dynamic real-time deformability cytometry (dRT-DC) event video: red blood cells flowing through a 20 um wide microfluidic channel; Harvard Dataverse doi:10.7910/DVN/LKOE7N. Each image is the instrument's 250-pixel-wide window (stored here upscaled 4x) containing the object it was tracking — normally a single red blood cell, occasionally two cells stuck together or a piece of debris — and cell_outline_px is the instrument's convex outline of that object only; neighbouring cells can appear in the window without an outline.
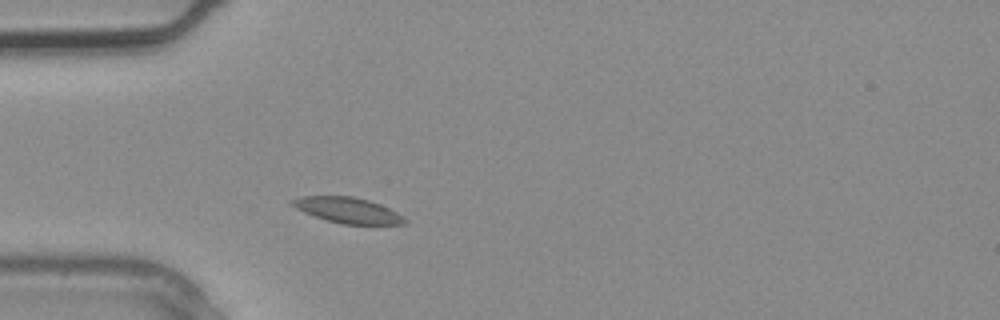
{"species": "common noctule bat (a hibernating species)", "species_latin": "Nyctalus noctula", "temperature_condition": "warm", "stored_images_in_passage": 1, "camera_frame_rate_fps": 3000, "um_per_image_px": 0.085, "animal": {"sex": "male", "body_mass_g": 20.4}, "frame": {"image": 1, "passage_image": 1, "time_ms": 0.0, "image_size_px": [1000, 320], "cell_outline_px": [[408, 224], [340, 224], [304, 212], [288, 204], [292, 200], [304, 196], [352, 196], [368, 200], [380, 204], [404, 216], [408, 220]], "centroid_in_image_um": [29.59, 17.87], "position_along_channel_um": 55.4, "area_um2": 16.7}}